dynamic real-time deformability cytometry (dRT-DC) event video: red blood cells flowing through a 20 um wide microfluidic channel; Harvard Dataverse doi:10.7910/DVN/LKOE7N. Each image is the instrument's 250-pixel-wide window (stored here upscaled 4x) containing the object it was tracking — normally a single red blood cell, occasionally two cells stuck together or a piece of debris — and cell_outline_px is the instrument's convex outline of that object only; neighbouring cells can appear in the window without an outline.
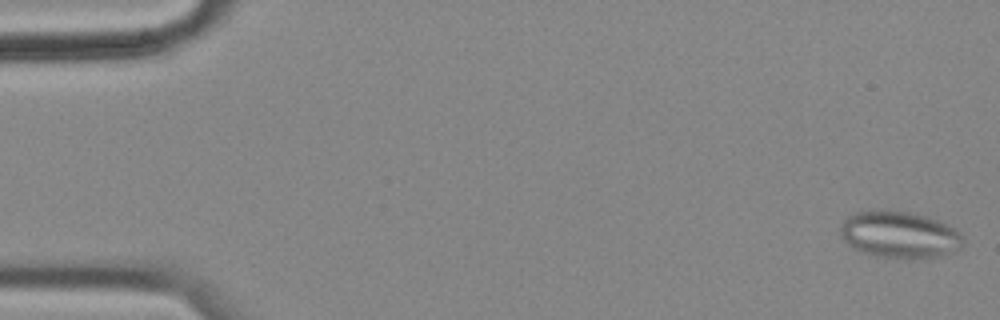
{"species": "common noctule bat (a hibernating species)", "species_latin": "Nyctalus noctula", "temperature_condition": "cold", "stored_images_in_passage": 57, "camera_frame_rate_fps": 3000, "um_per_image_px": 0.085, "animal": {"sex": "female", "body_mass_g": 18.4}, "frame": {"image": 1, "passage_image": 2, "time_ms": 0.333, "image_size_px": [1000, 320], "cell_outline_px": [[964, 244], [960, 248], [940, 256], [876, 256], [856, 248], [848, 244], [840, 236], [840, 228], [844, 220], [848, 216], [856, 212], [872, 208], [908, 212], [924, 216], [936, 220], [960, 232], [964, 240]], "centroid_in_image_um": [76.41, 19.89], "position_along_channel_um": 8.6, "area_um2": 32.71}}
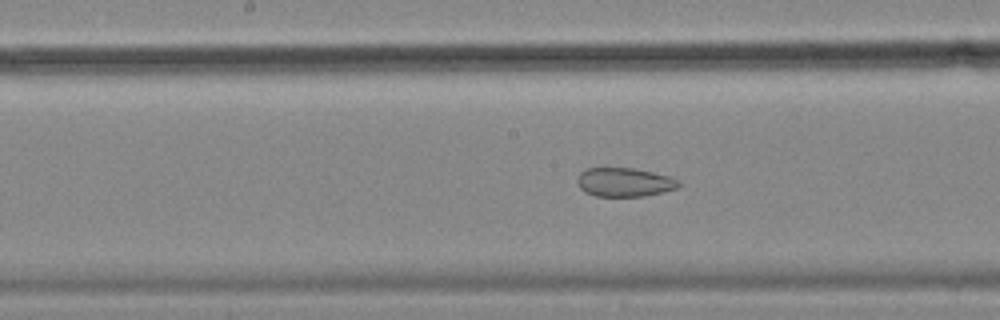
{"frame": {"image": 2, "passage_image": 29, "time_ms": 9.333, "image_size_px": [1000, 320], "cell_outline_px": [[684, 184], [676, 188], [644, 196], [596, 196], [584, 192], [580, 188], [576, 180], [580, 172], [588, 168], [632, 168], [672, 176], [680, 180]], "centroid_in_image_um": [53.1, 15.48], "position_along_channel_um": 195.1, "area_um2": 17.17}}
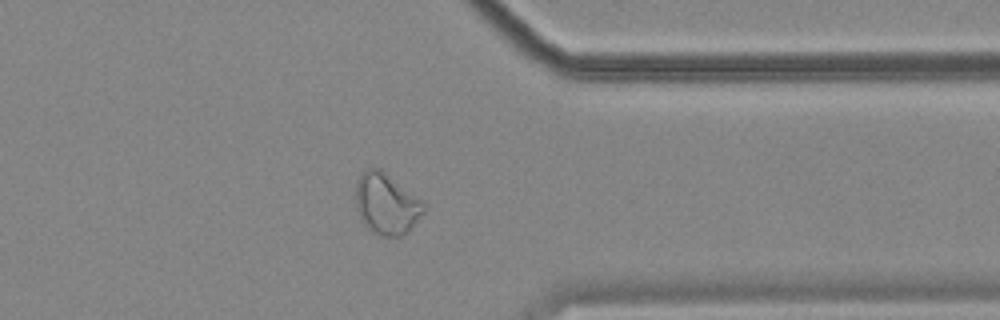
{"frame": {"image": 3, "passage_image": 45, "time_ms": 14.667, "image_size_px": [1000, 320], "cell_outline_px": [[424, 212], [408, 232], [400, 236], [384, 236], [372, 232], [360, 220], [356, 208], [356, 184], [360, 176], [368, 168], [380, 168], [424, 200]], "centroid_in_image_um": [32.86, 17.33], "position_along_channel_um": 378.5, "area_um2": 24.33}, "authors_computed_cell_mechanics": {"area_um2": 25.8366, "velocity_mm_per_s": 3.5696, "shape_relaxation_time_tau1_ms": null, "shape_relaxation_time_tau2_ms": 1.5631, "deformation_change_tau1": null, "deformation_change_tau2": 0.0703}}